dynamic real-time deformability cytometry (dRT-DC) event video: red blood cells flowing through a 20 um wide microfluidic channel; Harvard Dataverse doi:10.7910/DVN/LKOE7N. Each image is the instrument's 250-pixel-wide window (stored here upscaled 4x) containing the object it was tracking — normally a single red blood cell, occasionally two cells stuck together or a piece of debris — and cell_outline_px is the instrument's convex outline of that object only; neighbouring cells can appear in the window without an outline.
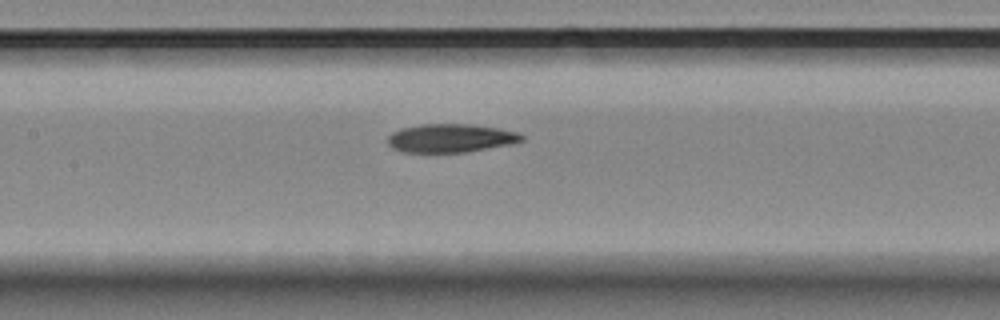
{"species": "Egyptian fruit bat (a non-hibernating species)", "species_latin": "Rousettus aegyptiacus", "temperature_condition": "room temperature", "stored_images_in_passage": 9, "camera_frame_rate_fps": 3000, "um_per_image_px": 0.085, "animal": {"sex": "female"}, "frame": {"image": 1, "passage_image": 9, "time_ms": 2.667, "image_size_px": [1000, 320], "cell_outline_px": [[524, 140], [508, 144], [464, 152], [400, 152], [392, 148], [388, 144], [388, 136], [392, 132], [400, 128], [420, 124], [468, 124], [500, 128], [520, 132], [524, 136]], "centroid_in_image_um": [38.28, 11.73], "position_along_channel_um": 169.1, "area_um2": 22.25}}